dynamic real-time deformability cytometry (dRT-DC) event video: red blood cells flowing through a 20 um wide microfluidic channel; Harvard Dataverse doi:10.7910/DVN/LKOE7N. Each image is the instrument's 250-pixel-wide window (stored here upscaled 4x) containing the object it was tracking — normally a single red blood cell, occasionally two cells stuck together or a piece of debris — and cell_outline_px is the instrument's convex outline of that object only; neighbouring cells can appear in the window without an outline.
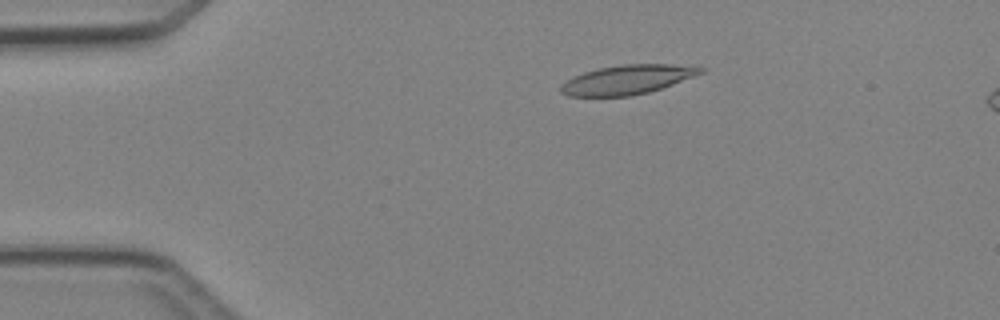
{"species": "Egyptian fruit bat (a non-hibernating species)", "species_latin": "Rousettus aegyptiacus", "temperature_condition": "cold", "stored_images_in_passage": 5, "camera_frame_rate_fps": 3000, "um_per_image_px": 0.085, "animal": {"sex": "female"}, "frame": {"image": 1, "passage_image": 3, "time_ms": 2.333, "image_size_px": [1000, 320], "cell_outline_px": [[708, 68], [704, 72], [672, 84], [648, 92], [628, 96], [568, 96], [560, 92], [560, 84], [584, 72], [596, 68], [620, 64], [672, 64]], "centroid_in_image_um": [53.31, 6.76], "position_along_channel_um": 31.7, "area_um2": 23.7}}